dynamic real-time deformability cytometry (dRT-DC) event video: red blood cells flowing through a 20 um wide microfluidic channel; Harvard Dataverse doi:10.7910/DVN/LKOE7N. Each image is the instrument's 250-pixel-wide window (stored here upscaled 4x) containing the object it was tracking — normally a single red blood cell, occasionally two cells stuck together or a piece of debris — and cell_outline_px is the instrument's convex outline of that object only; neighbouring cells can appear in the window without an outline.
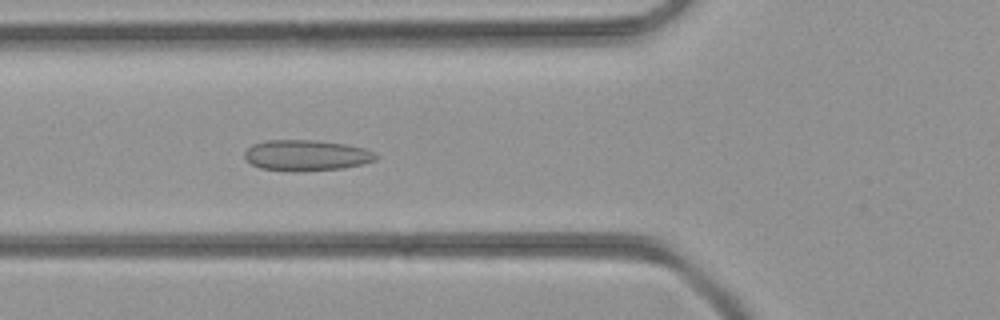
{"species": "common noctule bat (a hibernating species)", "species_latin": "Nyctalus noctula", "temperature_condition": "room temperature", "stored_images_in_passage": 39, "camera_frame_rate_fps": 3000, "um_per_image_px": 0.085, "animal": {"sex": "female", "body_mass_g": 21.9}, "frame": {"image": 1, "passage_image": 15, "time_ms": 4.667, "image_size_px": [1000, 320], "cell_outline_px": [[380, 156], [376, 160], [344, 168], [296, 172], [292, 172], [260, 168], [252, 164], [244, 156], [244, 152], [252, 144], [264, 140], [312, 140], [348, 144], [364, 148]], "centroid_in_image_um": [26.03, 13.21], "position_along_channel_um": 99.8, "area_um2": 23.76}}
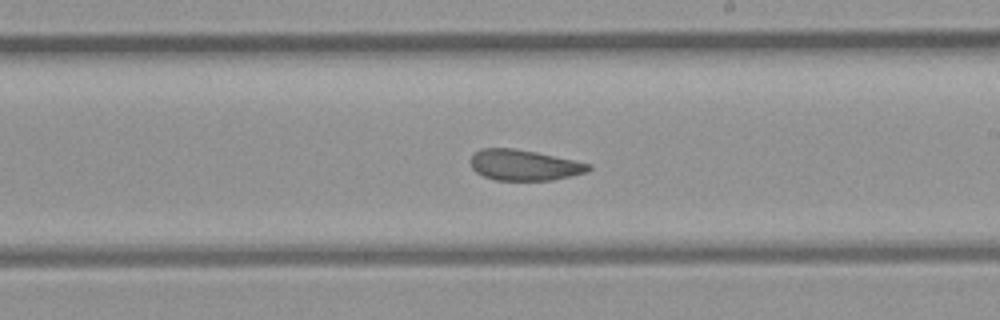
{"frame": {"image": 2, "passage_image": 24, "time_ms": 7.667, "image_size_px": [1000, 320], "cell_outline_px": [[592, 168], [588, 172], [552, 180], [496, 180], [484, 176], [476, 172], [472, 168], [472, 156], [480, 148], [512, 148], [536, 152], [592, 164]], "centroid_in_image_um": [44.58, 14.03], "position_along_channel_um": 244.4, "area_um2": 20.98}}
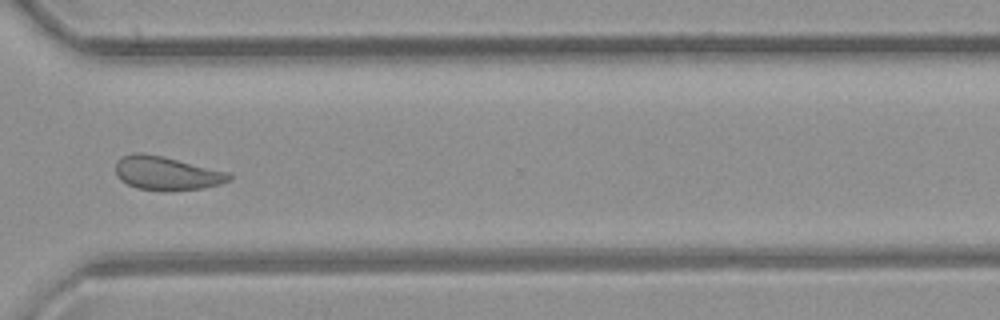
{"frame": {"image": 3, "passage_image": 31, "time_ms": 10.0, "image_size_px": [1000, 320], "cell_outline_px": [[232, 180], [220, 184], [204, 188], [172, 192], [164, 192], [136, 188], [120, 180], [116, 176], [116, 164], [120, 156], [136, 152], [140, 152], [164, 156], [228, 172], [232, 176]], "centroid_in_image_um": [14.16, 14.74], "position_along_channel_um": 356.4, "area_um2": 22.77}}